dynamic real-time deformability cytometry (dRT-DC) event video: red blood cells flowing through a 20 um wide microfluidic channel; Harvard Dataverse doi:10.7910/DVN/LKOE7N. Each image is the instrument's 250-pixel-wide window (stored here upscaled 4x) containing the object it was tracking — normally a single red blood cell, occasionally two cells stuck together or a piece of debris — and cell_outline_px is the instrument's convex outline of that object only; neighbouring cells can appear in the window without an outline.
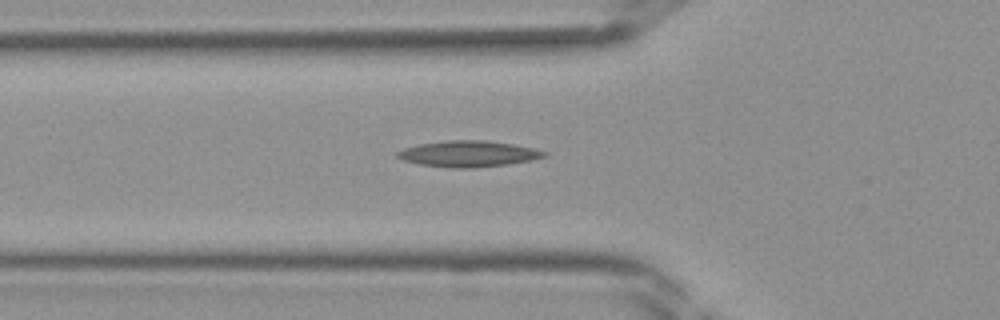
{"species": "Egyptian fruit bat (a non-hibernating species)", "species_latin": "Rousettus aegyptiacus", "temperature_condition": "room temperature", "stored_images_in_passage": 38, "camera_frame_rate_fps": 3000, "um_per_image_px": 0.085, "frame": {"image": 1, "passage_image": 14, "time_ms": 4.333, "image_size_px": [1000, 320], "cell_outline_px": [[548, 156], [532, 160], [508, 164], [472, 168], [456, 168], [420, 164], [404, 160], [396, 156], [396, 152], [404, 148], [420, 144], [448, 140], [488, 140], [512, 144], [532, 148], [548, 152]], "centroid_in_image_um": [39.85, 13.07], "position_along_channel_um": 86.0, "area_um2": 22.2}}
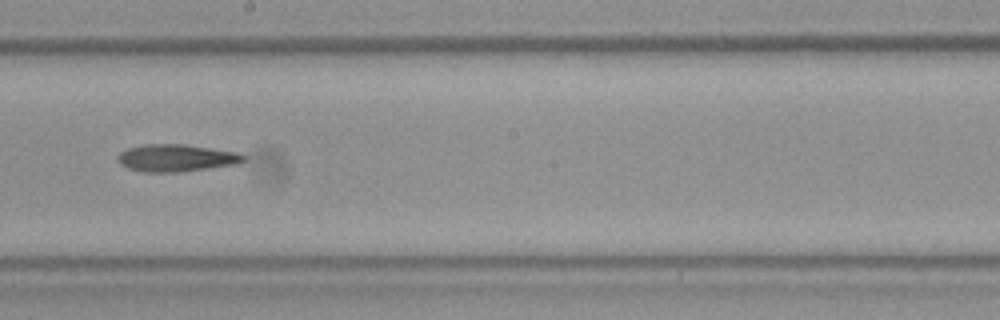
{"frame": {"image": 2, "passage_image": 23, "time_ms": 7.333, "image_size_px": [1000, 320], "cell_outline_px": [[248, 160], [240, 164], [180, 172], [144, 172], [128, 168], [120, 164], [116, 160], [116, 156], [120, 152], [128, 148], [144, 144], [184, 144], [236, 152], [248, 156]], "centroid_in_image_um": [15.01, 13.43], "position_along_channel_um": 233.2, "area_um2": 20.29}}
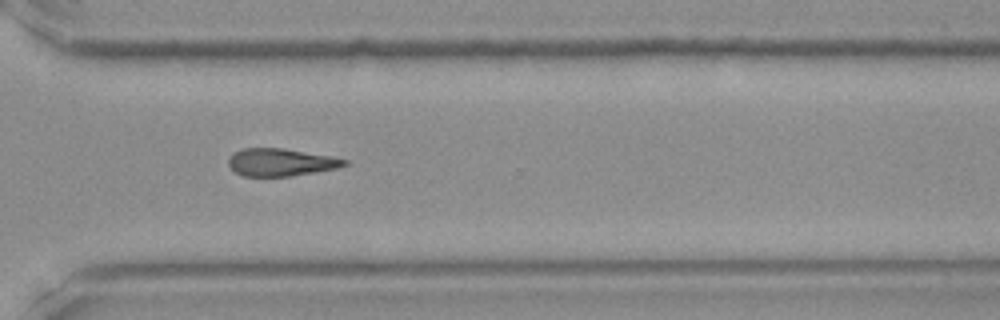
{"frame": {"image": 3, "passage_image": 30, "time_ms": 9.667, "image_size_px": [1000, 320], "cell_outline_px": [[348, 164], [336, 168], [288, 176], [244, 176], [236, 172], [228, 164], [228, 160], [236, 152], [244, 148], [284, 148], [332, 156], [348, 160]], "centroid_in_image_um": [23.89, 13.78], "position_along_channel_um": 346.7, "area_um2": 18.32}}